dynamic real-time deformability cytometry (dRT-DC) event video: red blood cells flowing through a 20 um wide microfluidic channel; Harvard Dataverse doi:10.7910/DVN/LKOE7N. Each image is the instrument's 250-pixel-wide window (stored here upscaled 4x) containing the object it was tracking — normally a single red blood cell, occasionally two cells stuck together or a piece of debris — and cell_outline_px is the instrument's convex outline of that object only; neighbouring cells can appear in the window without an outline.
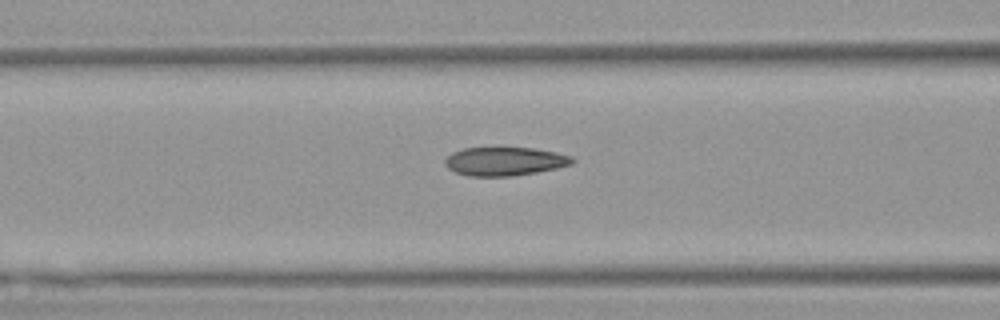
{"species": "Egyptian fruit bat (a non-hibernating species)", "species_latin": "Rousettus aegyptiacus", "temperature_condition": "warm", "stored_images_in_passage": 26, "camera_frame_rate_fps": 3000, "um_per_image_px": 0.085, "animal": {"sex": "female"}, "frame": {"image": 1, "passage_image": 5, "time_ms": 1.333, "image_size_px": [1000, 320], "cell_outline_px": [[576, 160], [572, 164], [556, 168], [536, 172], [512, 176], [468, 176], [456, 172], [448, 168], [444, 164], [444, 160], [452, 152], [464, 148], [536, 148], [556, 152], [572, 156]], "centroid_in_image_um": [42.91, 13.71], "position_along_channel_um": 123.7, "area_um2": 21.21}}
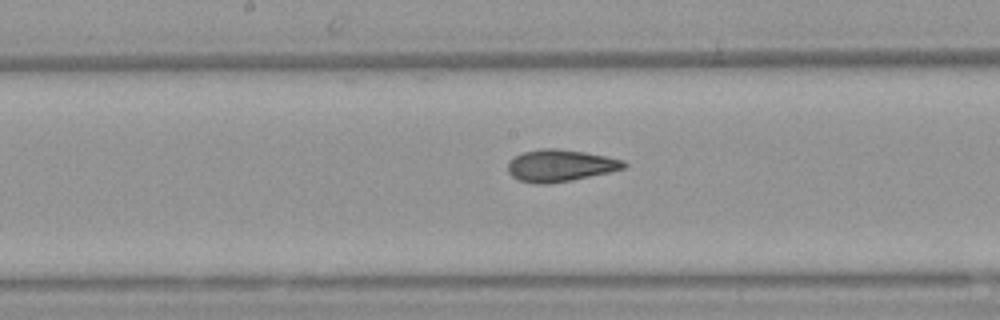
{"frame": {"image": 2, "passage_image": 11, "time_ms": 3.333, "image_size_px": [1000, 320], "cell_outline_px": [[628, 164], [624, 168], [608, 172], [572, 180], [544, 184], [536, 184], [520, 180], [512, 176], [508, 172], [508, 164], [516, 156], [524, 152], [544, 148], [556, 148], [584, 152], [624, 160]], "centroid_in_image_um": [47.62, 14.07], "position_along_channel_um": 200.6, "area_um2": 21.27}}
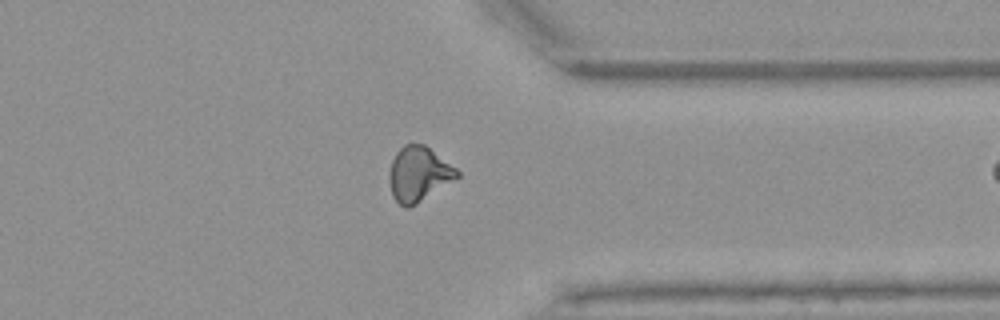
{"frame": {"image": 3, "passage_image": 25, "time_ms": 8.0, "image_size_px": [1000, 320], "cell_outline_px": [[460, 176], [416, 204], [408, 208], [404, 208], [392, 196], [388, 180], [388, 172], [392, 160], [396, 152], [404, 144], [424, 144], [456, 168], [460, 172]], "centroid_in_image_um": [35.55, 14.79], "position_along_channel_um": 375.8, "area_um2": 21.62}}